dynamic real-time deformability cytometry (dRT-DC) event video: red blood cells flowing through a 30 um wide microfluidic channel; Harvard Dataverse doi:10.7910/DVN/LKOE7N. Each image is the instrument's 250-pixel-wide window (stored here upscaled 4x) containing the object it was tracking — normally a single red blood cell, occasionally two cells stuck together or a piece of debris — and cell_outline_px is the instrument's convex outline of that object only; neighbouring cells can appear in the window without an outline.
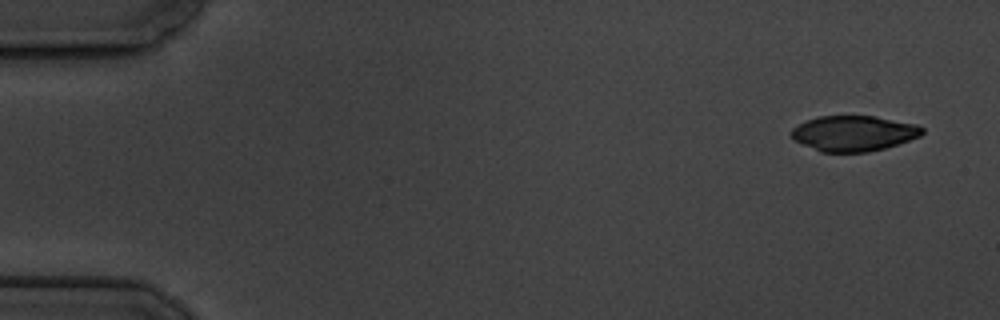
{"species": "common noctule bat (a hibernating species)", "species_latin": "Nyctalus noctula", "temperature_condition": "cold", "stored_images_in_passage": 4, "camera_frame_rate_fps": 3000, "um_per_image_px": 0.085, "animal": {"sex": "male", "body_mass_g": 19.5, "forearm_length_mm": 54.6}, "frame": {"image": 1, "passage_image": 1, "time_ms": 0.0, "image_size_px": [1000, 320], "cell_outline_px": [[924, 132], [920, 136], [884, 148], [868, 152], [820, 152], [796, 140], [792, 136], [792, 128], [808, 120], [820, 116], [876, 116], [916, 124], [924, 128]], "centroid_in_image_um": [72.6, 11.33], "position_along_channel_um": 12.4, "area_um2": 26.7}}